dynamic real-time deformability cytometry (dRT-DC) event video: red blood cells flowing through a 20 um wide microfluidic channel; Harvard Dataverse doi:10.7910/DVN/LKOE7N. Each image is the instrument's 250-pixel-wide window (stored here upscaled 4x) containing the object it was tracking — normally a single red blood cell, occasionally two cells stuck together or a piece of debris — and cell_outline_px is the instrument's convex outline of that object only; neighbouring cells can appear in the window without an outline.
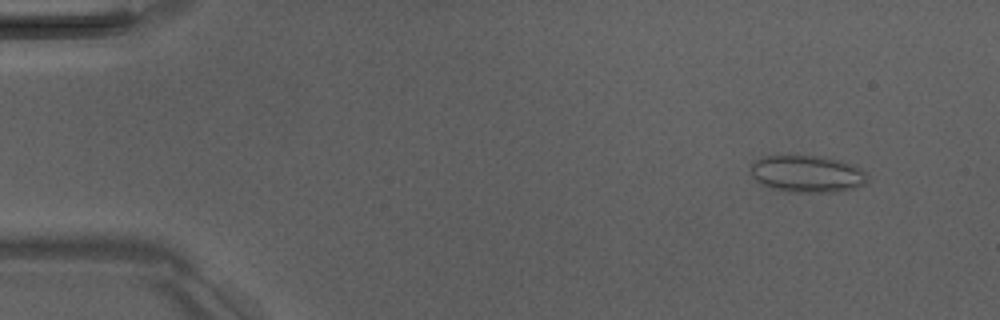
{"species": "Egyptian fruit bat (a non-hibernating species)", "species_latin": "Rousettus aegyptiacus", "temperature_condition": "room temperature", "stored_images_in_passage": 5, "camera_frame_rate_fps": 3000, "um_per_image_px": 0.085, "animal": {"sex": "male"}, "frame": {"image": 1, "passage_image": 2, "time_ms": 1.333, "image_size_px": [1000, 320], "cell_outline_px": [[868, 180], [864, 184], [856, 188], [832, 192], [784, 192], [764, 184], [756, 180], [752, 176], [752, 164], [756, 160], [764, 156], [820, 156], [840, 160], [852, 164], [868, 172]], "centroid_in_image_um": [68.67, 14.78], "position_along_channel_um": 16.3, "area_um2": 25.14}}